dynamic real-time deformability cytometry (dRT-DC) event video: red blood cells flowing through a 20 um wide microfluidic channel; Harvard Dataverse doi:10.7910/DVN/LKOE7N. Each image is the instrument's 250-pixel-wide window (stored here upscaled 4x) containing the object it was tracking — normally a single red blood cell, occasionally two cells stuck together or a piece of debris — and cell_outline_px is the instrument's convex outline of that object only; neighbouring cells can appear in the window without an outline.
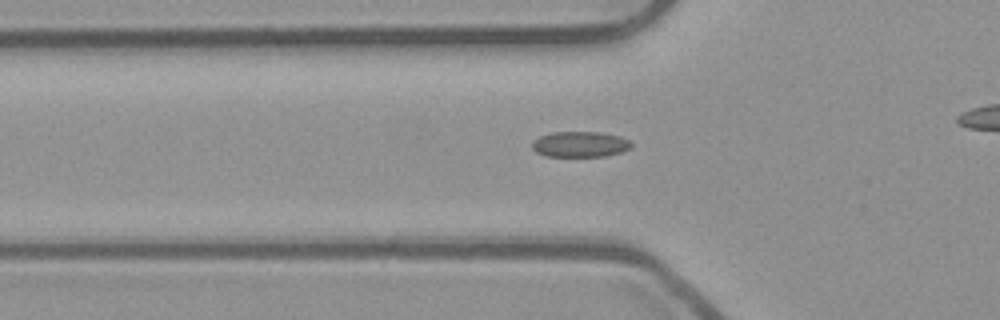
{"species": "common noctule bat (a hibernating species)", "species_latin": "Nyctalus noctula", "temperature_condition": "room temperature", "stored_images_in_passage": 44, "camera_frame_rate_fps": 3000, "um_per_image_px": 0.085, "animal": {"sex": "male", "body_mass_g": 23.1, "forearm_length_mm": 52.7}, "frame": {"image": 1, "passage_image": 19, "time_ms": 6.0, "image_size_px": [1000, 320], "cell_outline_px": [[632, 148], [624, 152], [604, 156], [544, 156], [536, 152], [532, 148], [532, 140], [540, 136], [552, 132], [600, 132], [620, 136], [628, 140], [632, 144]], "centroid_in_image_um": [49.31, 12.26], "position_along_channel_um": 76.5, "area_um2": 14.97}}
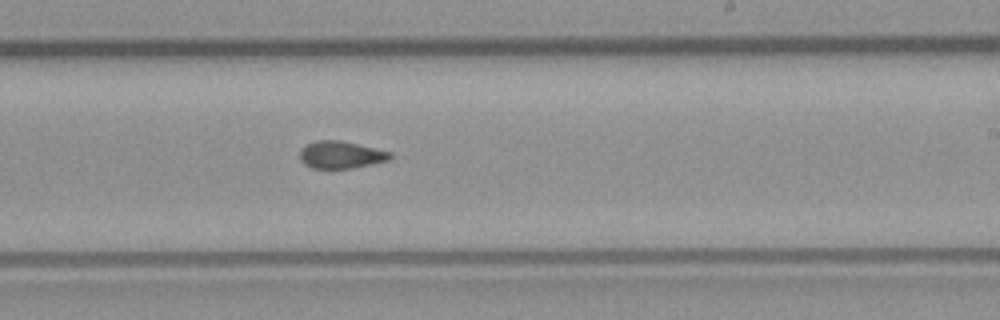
{"frame": {"image": 2, "passage_image": 33, "time_ms": 10.667, "image_size_px": [1000, 320], "cell_outline_px": [[392, 156], [388, 160], [352, 168], [312, 168], [304, 164], [300, 160], [300, 148], [316, 140], [340, 140], [392, 152]], "centroid_in_image_um": [28.95, 13.15], "position_along_channel_um": 260.1, "area_um2": 14.28}}
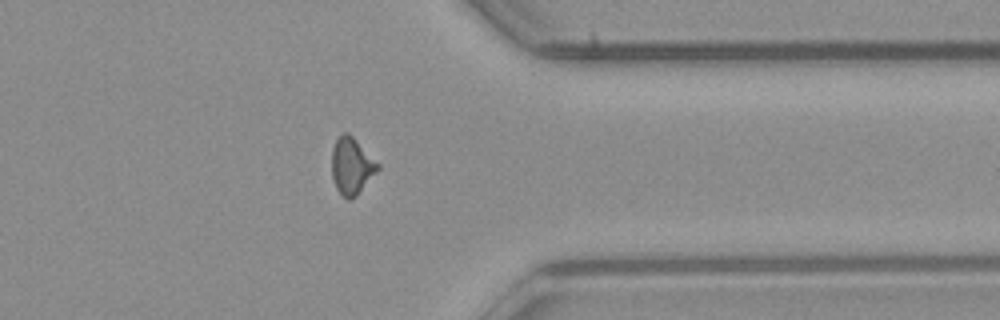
{"frame": {"image": 3, "passage_image": 43, "time_ms": 14.0, "image_size_px": [1000, 320], "cell_outline_px": [[380, 168], [356, 196], [348, 200], [336, 188], [332, 176], [332, 148], [336, 140], [344, 132], [348, 132], [380, 164]], "centroid_in_image_um": [29.89, 14.1], "position_along_channel_um": 381.5, "area_um2": 15.03}}